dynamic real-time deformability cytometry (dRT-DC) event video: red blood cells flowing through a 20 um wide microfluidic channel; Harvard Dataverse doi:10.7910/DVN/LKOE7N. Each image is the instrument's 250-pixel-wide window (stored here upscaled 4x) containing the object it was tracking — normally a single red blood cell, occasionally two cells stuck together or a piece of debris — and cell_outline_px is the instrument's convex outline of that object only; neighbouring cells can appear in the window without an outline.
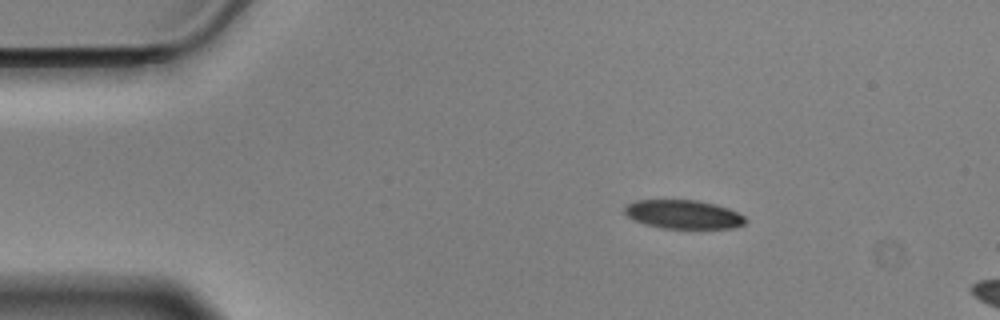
{"species": "Egyptian fruit bat (a non-hibernating species)", "species_latin": "Rousettus aegyptiacus", "temperature_condition": "cold", "stored_images_in_passage": 7, "camera_frame_rate_fps": 3000, "um_per_image_px": 0.085, "animal": {"sex": "male"}, "frame": {"image": 1, "passage_image": 1, "time_ms": 0.0, "image_size_px": [1000, 320], "cell_outline_px": [[748, 220], [744, 224], [732, 228], [660, 228], [644, 224], [632, 220], [624, 212], [624, 208], [628, 204], [636, 200], [700, 200], [716, 204], [728, 208], [744, 216]], "centroid_in_image_um": [58.08, 18.22], "position_along_channel_um": 26.9, "area_um2": 20.35}}